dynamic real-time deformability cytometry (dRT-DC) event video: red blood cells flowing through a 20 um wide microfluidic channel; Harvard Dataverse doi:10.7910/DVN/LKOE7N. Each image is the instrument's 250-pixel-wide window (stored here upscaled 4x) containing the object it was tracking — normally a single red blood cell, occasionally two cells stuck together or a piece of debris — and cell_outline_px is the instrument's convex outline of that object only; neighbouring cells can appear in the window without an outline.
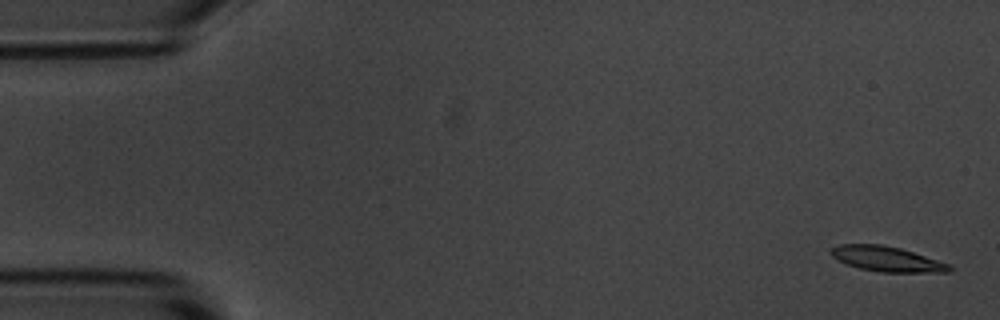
{"species": "common noctule bat (a hibernating species)", "species_latin": "Nyctalus noctula", "temperature_condition": "room temperature", "stored_images_in_passage": 2, "segment_of_instrument_passage": [2, 2], "camera_frame_rate_fps": 3000, "um_per_image_px": 0.085, "animal": {"sex": "male", "body_mass_g": 20.1, "forearm_length_mm": 53.5}, "frame": {"image": 1, "passage_image": 2, "time_ms": 1.333, "image_size_px": [1000, 320], "cell_outline_px": [[952, 272], [880, 272], [860, 268], [844, 264], [832, 256], [828, 252], [832, 248], [840, 244], [880, 244], [900, 248], [948, 264], [952, 268]], "centroid_in_image_um": [75.32, 22.01], "position_along_channel_um": 9.7, "area_um2": 17.17}}